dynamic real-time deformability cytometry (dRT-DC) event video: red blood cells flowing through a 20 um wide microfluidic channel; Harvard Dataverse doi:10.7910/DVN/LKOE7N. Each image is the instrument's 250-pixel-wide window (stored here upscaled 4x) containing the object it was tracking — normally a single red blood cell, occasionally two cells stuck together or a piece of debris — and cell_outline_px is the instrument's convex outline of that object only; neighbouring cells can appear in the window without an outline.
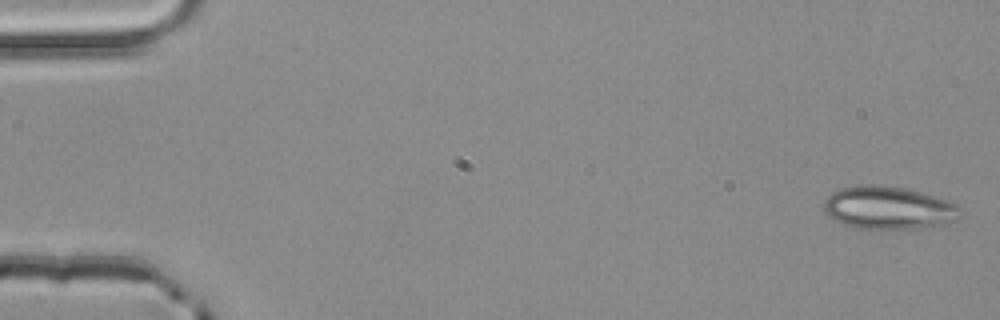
{"species": "common noctule bat (a hibernating species)", "species_latin": "Nyctalus noctula", "temperature_condition": "room temperature", "stored_images_in_passage": 2, "camera_frame_rate_fps": 3000, "um_per_image_px": 0.085, "animal": {"sex": "male", "body_mass_g": 20.4}, "frame": {"image": 1, "passage_image": 2, "time_ms": 0.333, "image_size_px": [1000, 320], "cell_outline_px": [[960, 216], [944, 224], [912, 228], [860, 228], [844, 224], [836, 220], [824, 212], [824, 200], [832, 192], [840, 188], [864, 184], [904, 188], [952, 200], [960, 208]], "centroid_in_image_um": [75.52, 17.65], "position_along_channel_um": 9.5, "area_um2": 33.64}}